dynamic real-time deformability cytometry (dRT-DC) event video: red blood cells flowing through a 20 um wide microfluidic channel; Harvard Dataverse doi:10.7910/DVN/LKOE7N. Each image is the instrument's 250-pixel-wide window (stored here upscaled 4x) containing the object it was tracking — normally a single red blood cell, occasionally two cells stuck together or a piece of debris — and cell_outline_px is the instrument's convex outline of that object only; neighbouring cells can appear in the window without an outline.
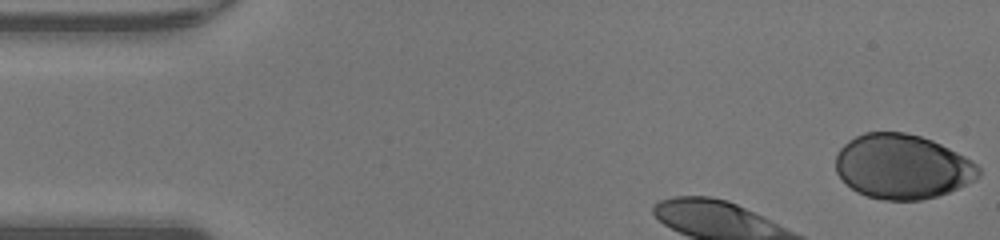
{"species": "human", "species_latin": "Homo sapiens", "temperature_condition": "warm", "stored_images_in_passage": 33, "camera_frame_rate_fps": 3000, "um_per_image_px": 0.085, "donor": {"sex": "male"}, "frame": {"image": 1, "passage_image": 1, "time_ms": 0.0, "image_size_px": [1000, 240], "cell_outline_px": [[980, 176], [976, 180], [948, 192], [936, 196], [920, 200], [884, 200], [868, 196], [856, 192], [836, 172], [836, 156], [840, 148], [848, 140], [864, 132], [904, 132], [920, 136], [932, 140], [972, 160], [980, 168]], "centroid_in_image_um": [76.7, 14.16], "position_along_channel_um": 8.3, "area_um2": 53.64}}
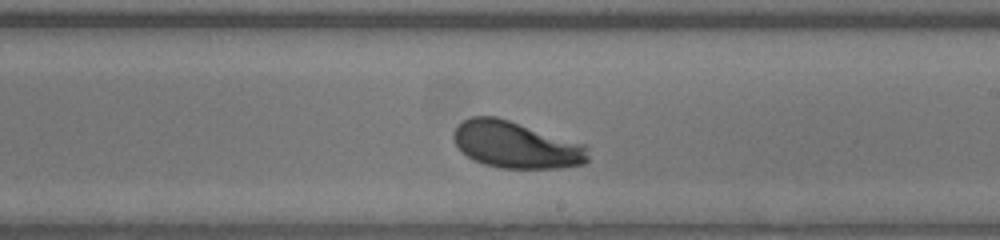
{"frame": {"image": 2, "passage_image": 22, "time_ms": 7.0, "image_size_px": [1000, 240], "cell_outline_px": [[588, 160], [584, 164], [560, 168], [500, 168], [484, 164], [472, 160], [456, 144], [452, 136], [452, 132], [464, 120], [472, 116], [496, 116], [584, 144], [588, 148]], "centroid_in_image_um": [43.86, 12.32], "position_along_channel_um": 245.1, "area_um2": 36.41}}
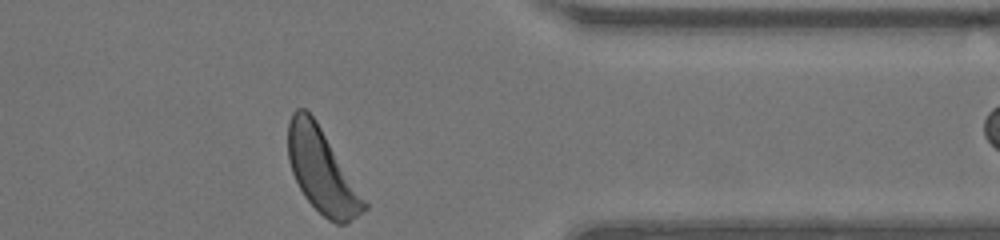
{"frame": {"image": 3, "passage_image": 33, "time_ms": 10.667, "image_size_px": [1000, 240], "cell_outline_px": [[368, 208], [364, 212], [348, 224], [336, 224], [328, 220], [304, 196], [292, 172], [288, 160], [288, 124], [292, 112], [296, 108], [304, 108], [316, 120], [368, 204]], "centroid_in_image_um": [27.36, 14.54], "position_along_channel_um": 384.0, "area_um2": 36.76}, "authors_computed_cell_mechanics": {"area_um2": 37.0498, "velocity_mm_per_s": 4.239, "shape_relaxation_time_tau1_ms": 2.7658, "shape_relaxation_time_tau2_ms": null, "deformation_change_tau1": 0.196, "deformation_change_tau2": null}}